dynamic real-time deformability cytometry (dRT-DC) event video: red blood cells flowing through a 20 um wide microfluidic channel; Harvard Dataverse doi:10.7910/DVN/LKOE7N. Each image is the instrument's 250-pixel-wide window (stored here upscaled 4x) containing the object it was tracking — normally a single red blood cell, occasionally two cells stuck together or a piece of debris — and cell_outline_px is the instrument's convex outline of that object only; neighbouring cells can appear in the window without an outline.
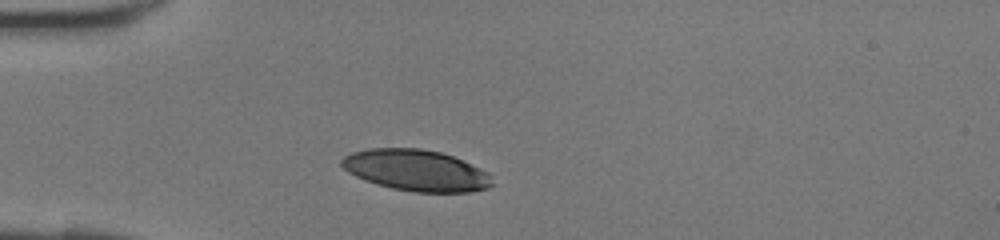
{"species": "human", "species_latin": "Homo sapiens", "temperature_condition": "room temperature", "stored_images_in_passage": 25, "camera_frame_rate_fps": 3000, "um_per_image_px": 0.085, "donor": {"sex": "female"}, "frame": {"image": 1, "passage_image": 1, "time_ms": 0.0, "image_size_px": [1000, 240], "cell_outline_px": [[492, 184], [488, 188], [472, 192], [416, 192], [392, 188], [376, 184], [364, 180], [348, 172], [340, 164], [340, 160], [344, 156], [352, 152], [368, 148], [420, 148], [440, 152], [452, 156], [488, 172]], "centroid_in_image_um": [35.33, 14.48], "position_along_channel_um": 49.7, "area_um2": 36.07}}
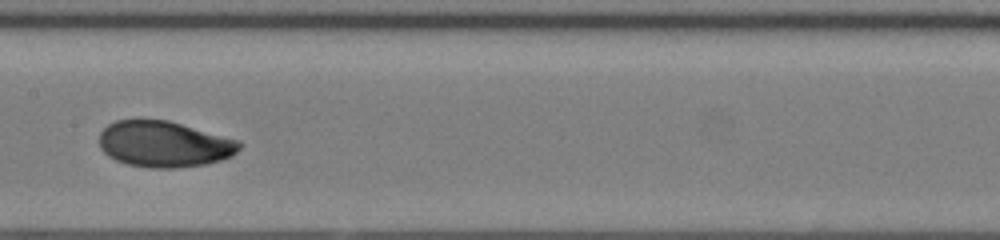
{"frame": {"image": 2, "passage_image": 11, "time_ms": 3.333, "image_size_px": [1000, 240], "cell_outline_px": [[244, 144], [232, 156], [220, 160], [204, 164], [176, 168], [148, 168], [128, 164], [116, 160], [108, 156], [100, 148], [100, 132], [108, 124], [116, 120], [168, 120], [240, 140]], "centroid_in_image_um": [13.97, 12.25], "position_along_channel_um": 193.4, "area_um2": 37.69}}
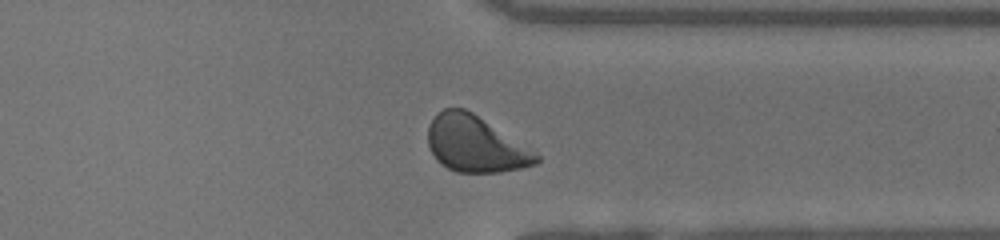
{"frame": {"image": 3, "passage_image": 22, "time_ms": 7.0, "image_size_px": [1000, 240], "cell_outline_px": [[540, 160], [536, 164], [520, 168], [500, 172], [456, 172], [440, 164], [436, 160], [428, 148], [428, 128], [432, 120], [444, 108], [464, 108], [472, 112], [540, 156]], "centroid_in_image_um": [40.36, 12.27], "position_along_channel_um": 371.0, "area_um2": 34.85}}